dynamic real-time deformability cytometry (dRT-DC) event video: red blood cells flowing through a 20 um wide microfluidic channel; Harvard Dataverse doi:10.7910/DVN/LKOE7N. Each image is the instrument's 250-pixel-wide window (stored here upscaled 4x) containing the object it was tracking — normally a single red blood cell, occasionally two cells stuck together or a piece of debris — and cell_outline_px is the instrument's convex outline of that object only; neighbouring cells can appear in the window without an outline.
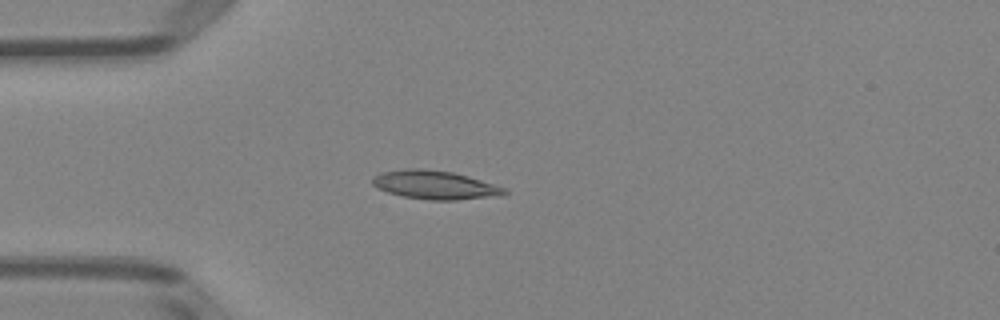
{"species": "Egyptian fruit bat (a non-hibernating species)", "species_latin": "Rousettus aegyptiacus", "temperature_condition": "room temperature", "stored_images_in_passage": 5, "camera_frame_rate_fps": 3000, "um_per_image_px": 0.085, "animal": {"sex": "female"}, "frame": {"image": 1, "passage_image": 4, "time_ms": 4.333, "image_size_px": [1000, 320], "cell_outline_px": [[508, 192], [504, 196], [456, 200], [428, 200], [404, 196], [388, 192], [376, 188], [372, 184], [372, 176], [380, 172], [404, 168], [424, 168], [452, 172], [468, 176], [504, 188]], "centroid_in_image_um": [36.94, 15.71], "position_along_channel_um": 48.1, "area_um2": 22.2}}